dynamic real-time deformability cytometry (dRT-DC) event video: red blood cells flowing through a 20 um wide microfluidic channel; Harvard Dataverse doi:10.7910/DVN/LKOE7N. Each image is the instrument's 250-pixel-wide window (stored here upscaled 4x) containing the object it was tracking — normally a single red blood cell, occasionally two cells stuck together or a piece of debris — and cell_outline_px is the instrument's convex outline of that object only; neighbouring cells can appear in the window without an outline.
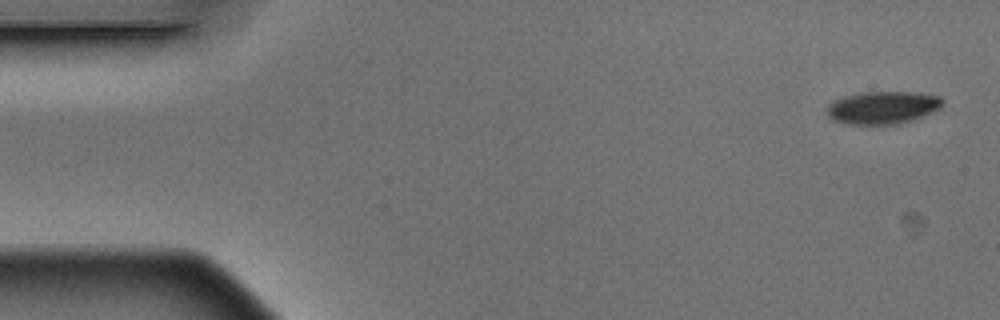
{"species": "Egyptian fruit bat (a non-hibernating species)", "species_latin": "Rousettus aegyptiacus", "temperature_condition": "warm", "stored_images_in_passage": 4, "camera_frame_rate_fps": 3000, "um_per_image_px": 0.085, "animal": {"sex": "male"}, "frame": {"image": 1, "passage_image": 1, "time_ms": 0.0, "image_size_px": [1000, 320], "cell_outline_px": [[944, 104], [940, 108], [932, 112], [912, 120], [896, 124], [844, 124], [832, 120], [828, 116], [828, 104], [844, 96], [864, 92], [920, 92], [940, 96], [944, 100]], "centroid_in_image_um": [75.06, 9.14], "position_along_channel_um": 9.9, "area_um2": 22.08}}
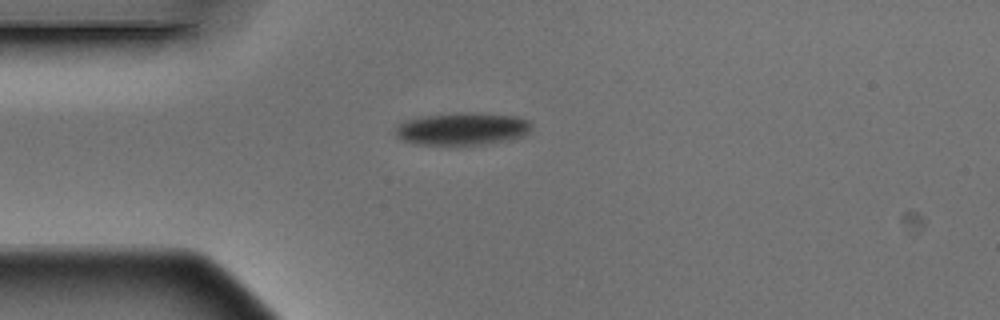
{"frame": {"image": 2, "passage_image": 4, "time_ms": 1.0, "image_size_px": [1000, 320], "cell_outline_px": [[532, 128], [524, 136], [508, 140], [488, 144], [412, 144], [400, 140], [396, 136], [396, 128], [404, 120], [424, 116], [456, 112], [516, 116], [528, 120], [532, 124]], "centroid_in_image_um": [39.29, 10.95], "position_along_channel_um": 45.7, "area_um2": 25.72}}